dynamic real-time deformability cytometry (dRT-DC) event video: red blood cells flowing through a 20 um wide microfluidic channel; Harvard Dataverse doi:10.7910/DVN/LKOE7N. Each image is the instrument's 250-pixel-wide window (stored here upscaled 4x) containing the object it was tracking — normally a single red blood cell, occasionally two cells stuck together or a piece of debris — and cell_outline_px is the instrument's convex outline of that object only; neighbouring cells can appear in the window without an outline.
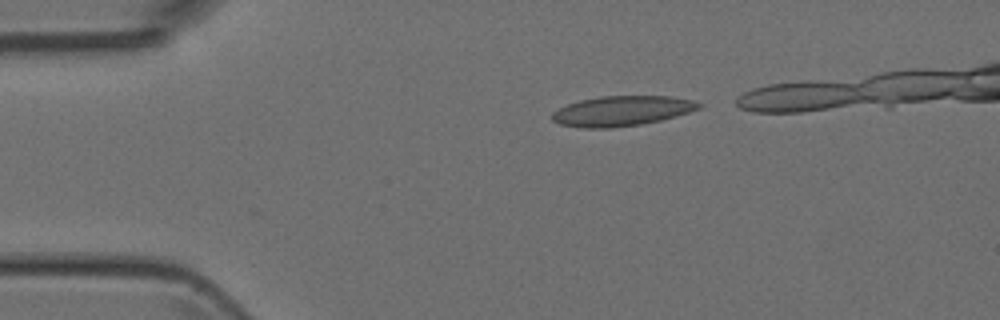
{"species": "Egyptian fruit bat (a non-hibernating species)", "species_latin": "Rousettus aegyptiacus", "temperature_condition": "room temperature", "stored_images_in_passage": 3, "camera_frame_rate_fps": 3000, "um_per_image_px": 0.085, "animal": {"sex": "female"}, "frame": {"image": 1, "passage_image": 1, "time_ms": 0.0, "image_size_px": [1000, 320], "cell_outline_px": [[704, 104], [700, 108], [676, 116], [660, 120], [640, 124], [608, 128], [584, 128], [560, 124], [552, 120], [552, 112], [568, 104], [580, 100], [600, 96], [668, 96], [692, 100]], "centroid_in_image_um": [52.85, 9.42], "position_along_channel_um": 32.1, "area_um2": 25.49}}